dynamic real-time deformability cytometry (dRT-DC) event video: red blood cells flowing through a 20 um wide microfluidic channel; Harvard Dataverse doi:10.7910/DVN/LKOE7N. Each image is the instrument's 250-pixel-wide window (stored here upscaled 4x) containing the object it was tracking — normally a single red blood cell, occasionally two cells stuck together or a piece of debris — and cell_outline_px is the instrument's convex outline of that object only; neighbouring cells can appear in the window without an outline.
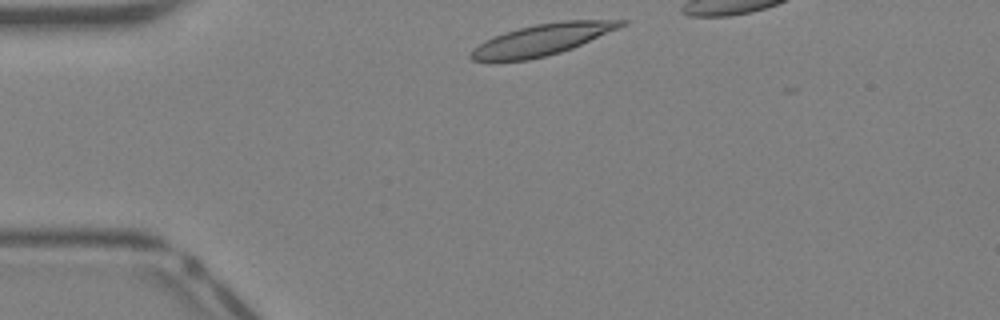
{"species": "Egyptian fruit bat (a non-hibernating species)", "species_latin": "Rousettus aegyptiacus", "temperature_condition": "warm", "stored_images_in_passage": 27, "camera_frame_rate_fps": 3000, "um_per_image_px": 0.085, "animal": {"sex": "female"}, "frame": {"image": 1, "passage_image": 1, "time_ms": 0.0, "image_size_px": [1000, 320], "cell_outline_px": [[628, 24], [572, 48], [560, 52], [528, 60], [472, 60], [468, 56], [472, 48], [484, 40], [504, 32], [536, 24], [560, 20], [628, 20]], "centroid_in_image_um": [46.08, 3.35], "position_along_channel_um": 38.9, "area_um2": 27.17}}
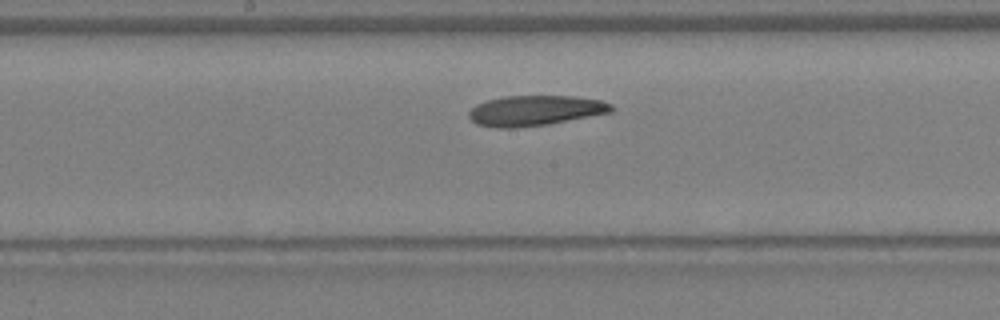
{"frame": {"image": 2, "passage_image": 13, "time_ms": 4.0, "image_size_px": [1000, 320], "cell_outline_px": [[616, 108], [612, 112], [548, 124], [516, 128], [496, 128], [476, 124], [468, 116], [468, 112], [476, 104], [488, 100], [504, 96], [576, 96], [600, 100], [612, 104]], "centroid_in_image_um": [45.49, 9.4], "position_along_channel_um": 202.7, "area_um2": 25.26}}
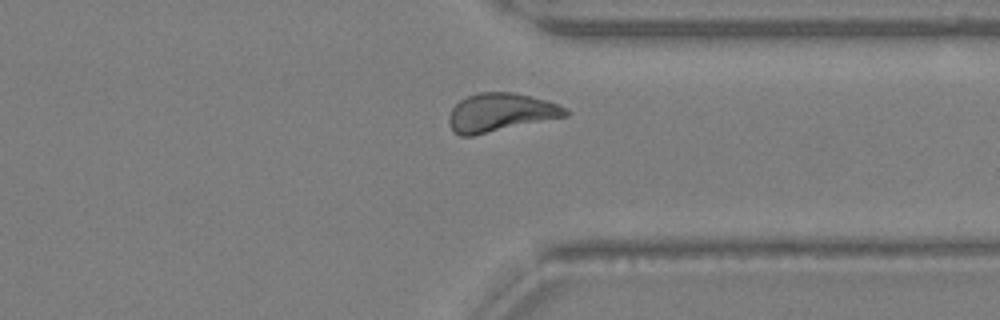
{"frame": {"image": 3, "passage_image": 23, "time_ms": 7.333, "image_size_px": [1000, 320], "cell_outline_px": [[568, 116], [472, 136], [460, 136], [452, 128], [448, 120], [452, 108], [460, 100], [468, 96], [480, 92], [512, 92], [544, 100], [568, 108]], "centroid_in_image_um": [42.54, 9.57], "position_along_channel_um": 368.9, "area_um2": 25.78}}